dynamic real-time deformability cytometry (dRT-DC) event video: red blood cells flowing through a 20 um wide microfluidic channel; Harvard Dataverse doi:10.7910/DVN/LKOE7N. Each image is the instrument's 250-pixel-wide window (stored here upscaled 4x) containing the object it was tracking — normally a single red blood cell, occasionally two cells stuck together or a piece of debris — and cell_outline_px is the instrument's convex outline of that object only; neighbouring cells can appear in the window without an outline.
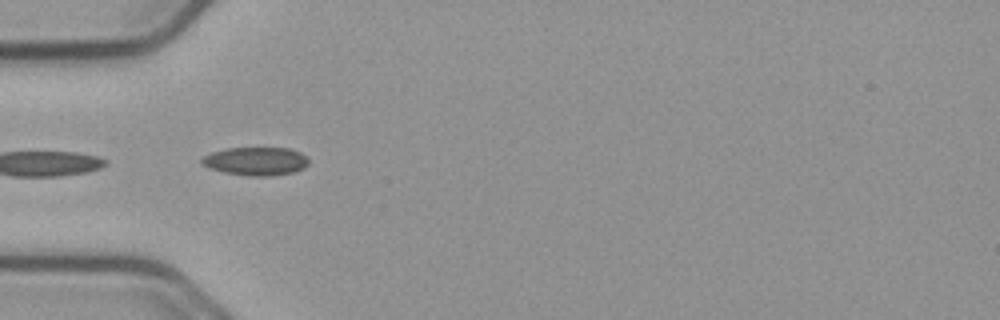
{"species": "common noctule bat (a hibernating species)", "species_latin": "Nyctalus noctula", "temperature_condition": "cold", "stored_images_in_passage": 8, "camera_frame_rate_fps": 3000, "um_per_image_px": 0.085, "animal": {"sex": "male", "body_mass_g": 23.1, "forearm_length_mm": 52.7}, "frame": {"image": 1, "passage_image": 2, "time_ms": 0.333, "image_size_px": [1000, 320], "cell_outline_px": [[308, 164], [304, 168], [292, 172], [272, 176], [252, 176], [224, 172], [208, 168], [200, 164], [200, 160], [204, 156], [212, 152], [228, 148], [288, 148], [300, 152], [308, 160]], "centroid_in_image_um": [21.72, 13.7], "position_along_channel_um": 63.3, "area_um2": 17.57}}